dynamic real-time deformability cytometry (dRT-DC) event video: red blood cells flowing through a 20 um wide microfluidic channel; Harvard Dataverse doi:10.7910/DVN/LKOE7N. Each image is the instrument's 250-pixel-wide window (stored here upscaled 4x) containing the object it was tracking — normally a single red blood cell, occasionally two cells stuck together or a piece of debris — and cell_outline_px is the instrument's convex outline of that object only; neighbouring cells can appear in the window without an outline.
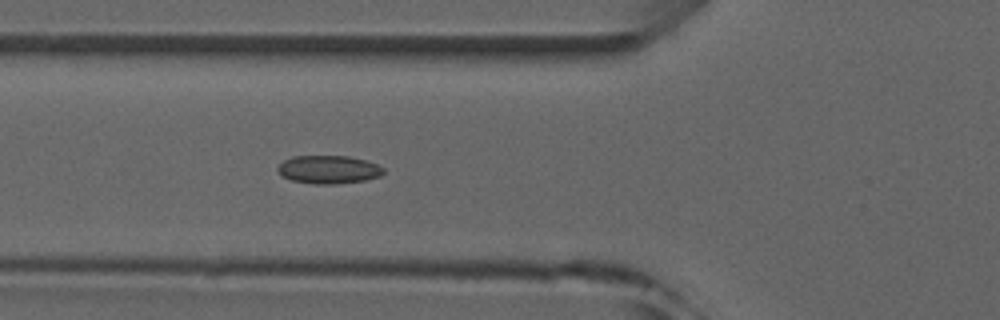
{"species": "common noctule bat (a hibernating species)", "species_latin": "Nyctalus noctula", "temperature_condition": "room temperature", "stored_images_in_passage": 5, "camera_frame_rate_fps": 3000, "um_per_image_px": 0.085, "animal": {"sex": "male", "forearm_length_mm": 52.5}, "frame": {"image": 1, "passage_image": 5, "time_ms": 4.667, "image_size_px": [1000, 320], "cell_outline_px": [[384, 172], [380, 176], [364, 180], [336, 184], [312, 184], [292, 180], [280, 176], [276, 168], [284, 160], [292, 156], [348, 156], [364, 160], [376, 164], [384, 168]], "centroid_in_image_um": [27.89, 14.41], "position_along_channel_um": 97.9, "area_um2": 17.4}}